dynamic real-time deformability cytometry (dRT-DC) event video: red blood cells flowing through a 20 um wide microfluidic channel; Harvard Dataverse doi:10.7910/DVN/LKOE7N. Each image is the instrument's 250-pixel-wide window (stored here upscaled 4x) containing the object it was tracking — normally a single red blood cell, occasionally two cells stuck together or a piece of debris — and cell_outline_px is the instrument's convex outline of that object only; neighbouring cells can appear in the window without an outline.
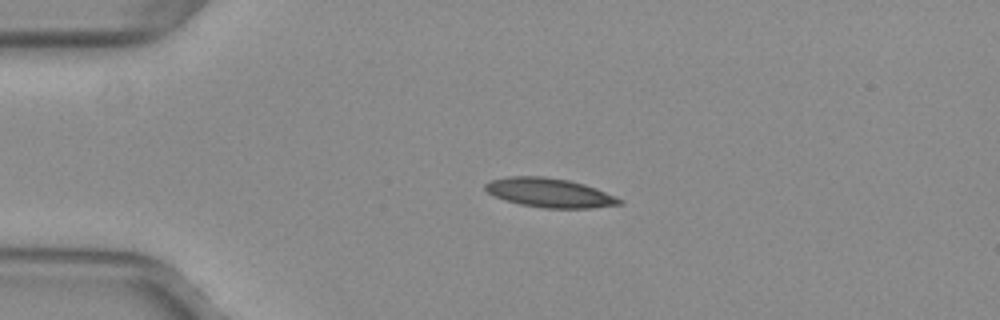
{"species": "common noctule bat (a hibernating species)", "species_latin": "Nyctalus noctula", "temperature_condition": "warm", "stored_images_in_passage": 52, "camera_frame_rate_fps": 3000, "um_per_image_px": 0.085, "animal": {"sex": "female", "body_mass_g": 29.2, "forearm_length_mm": 56.3}, "frame": {"image": 1, "passage_image": 12, "time_ms": 3.667, "image_size_px": [1000, 320], "cell_outline_px": [[624, 200], [620, 204], [592, 208], [544, 208], [520, 204], [504, 200], [488, 192], [484, 188], [484, 184], [492, 180], [508, 176], [544, 176], [568, 180], [584, 184], [596, 188]], "centroid_in_image_um": [46.71, 16.38], "position_along_channel_um": 38.3, "area_um2": 22.72}}
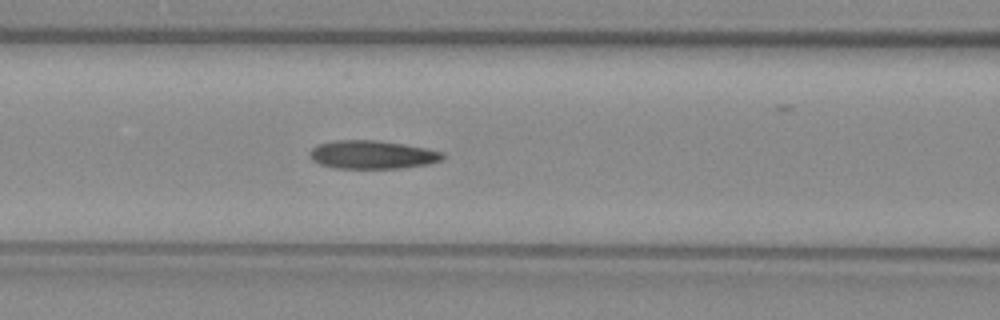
{"frame": {"image": 2, "passage_image": 22, "time_ms": 7.0, "image_size_px": [1000, 320], "cell_outline_px": [[444, 160], [428, 164], [400, 168], [336, 168], [320, 164], [312, 160], [308, 156], [308, 152], [316, 144], [336, 140], [376, 140], [404, 144], [444, 152]], "centroid_in_image_um": [31.62, 13.14], "position_along_channel_um": 135.0, "area_um2": 22.08}}
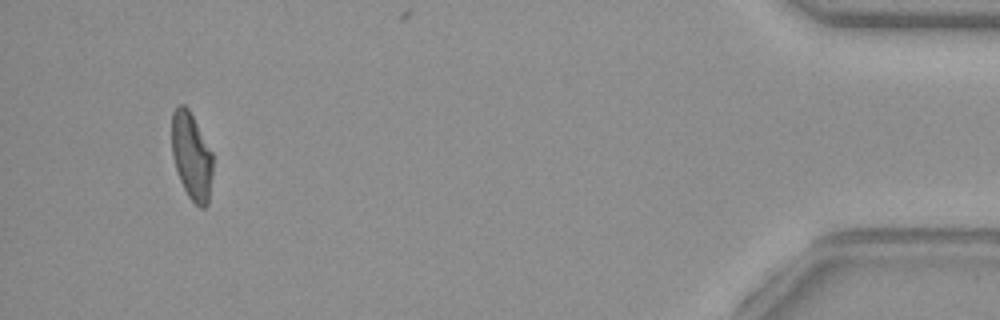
{"frame": {"image": 3, "passage_image": 49, "time_ms": 16.0, "image_size_px": [1000, 320], "cell_outline_px": [[212, 172], [208, 204], [204, 208], [200, 208], [188, 196], [180, 180], [172, 156], [172, 112], [176, 104], [184, 104], [188, 108], [212, 152]], "centroid_in_image_um": [16.27, 13.26], "position_along_channel_um": 418.9, "area_um2": 20.75}, "authors_computed_cell_mechanics": {"area_um2": 21.7906, "velocity_mm_per_s": 4.0021, "shape_relaxation_time_tau1_ms": null, "shape_relaxation_time_tau2_ms": 1.9278, "deformation_change_tau1": null, "deformation_change_tau2": 0.0859}}